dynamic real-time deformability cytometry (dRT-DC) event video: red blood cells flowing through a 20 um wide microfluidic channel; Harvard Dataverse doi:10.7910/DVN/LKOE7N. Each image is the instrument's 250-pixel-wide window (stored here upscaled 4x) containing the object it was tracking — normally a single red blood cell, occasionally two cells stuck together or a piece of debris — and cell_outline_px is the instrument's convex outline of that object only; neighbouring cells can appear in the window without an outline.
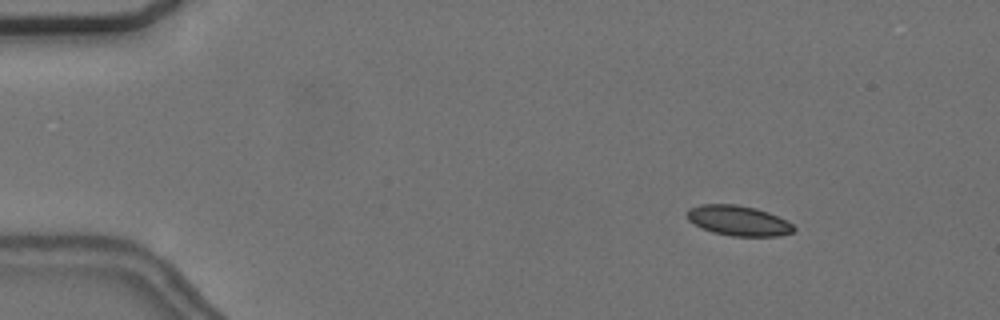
{"species": "common noctule bat (a hibernating species)", "species_latin": "Nyctalus noctula", "temperature_condition": "cold", "stored_images_in_passage": 6, "camera_frame_rate_fps": 3000, "um_per_image_px": 0.085, "animal": {"sex": "female", "body_mass_g": 24.6, "forearm_length_mm": 56.2}, "frame": {"image": 1, "passage_image": 1, "time_ms": 0.0, "image_size_px": [1000, 320], "cell_outline_px": [[796, 232], [780, 236], [732, 236], [712, 232], [688, 220], [688, 208], [700, 204], [736, 204], [756, 208], [768, 212], [788, 220], [796, 228]], "centroid_in_image_um": [62.83, 18.75], "position_along_channel_um": 22.2, "area_um2": 18.84}}
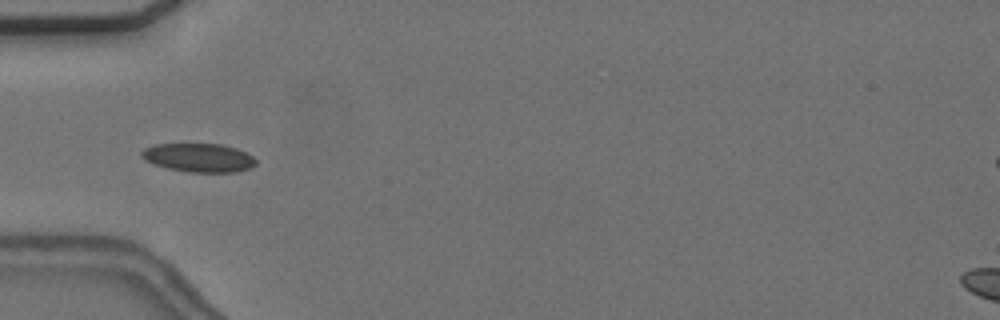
{"frame": {"image": 2, "passage_image": 4, "time_ms": 3.667, "image_size_px": [1000, 320], "cell_outline_px": [[256, 164], [252, 168], [236, 172], [188, 172], [168, 168], [144, 160], [140, 156], [140, 152], [144, 148], [156, 144], [220, 144], [236, 148], [252, 156], [256, 160]], "centroid_in_image_um": [16.89, 13.4], "position_along_channel_um": 68.1, "area_um2": 19.07}}
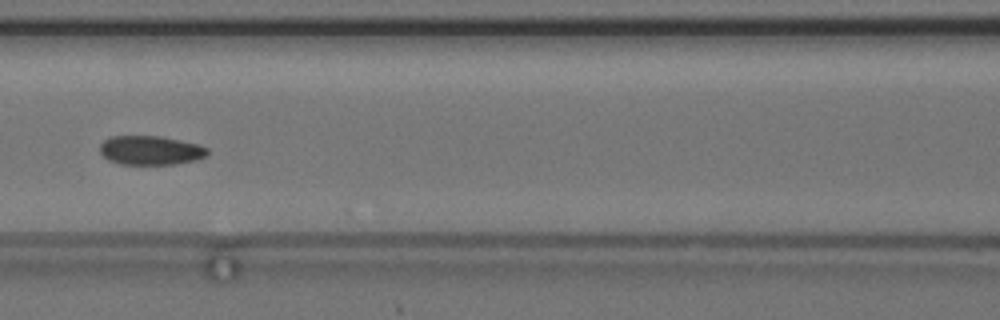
{"frame": {"image": 3, "passage_image": 6, "time_ms": 6.0, "image_size_px": [1000, 320], "cell_outline_px": [[208, 156], [196, 160], [176, 164], [120, 164], [108, 160], [100, 152], [100, 144], [108, 136], [160, 136], [200, 144], [208, 148]], "centroid_in_image_um": [12.81, 12.77], "position_along_channel_um": 153.8, "area_um2": 18.44}}